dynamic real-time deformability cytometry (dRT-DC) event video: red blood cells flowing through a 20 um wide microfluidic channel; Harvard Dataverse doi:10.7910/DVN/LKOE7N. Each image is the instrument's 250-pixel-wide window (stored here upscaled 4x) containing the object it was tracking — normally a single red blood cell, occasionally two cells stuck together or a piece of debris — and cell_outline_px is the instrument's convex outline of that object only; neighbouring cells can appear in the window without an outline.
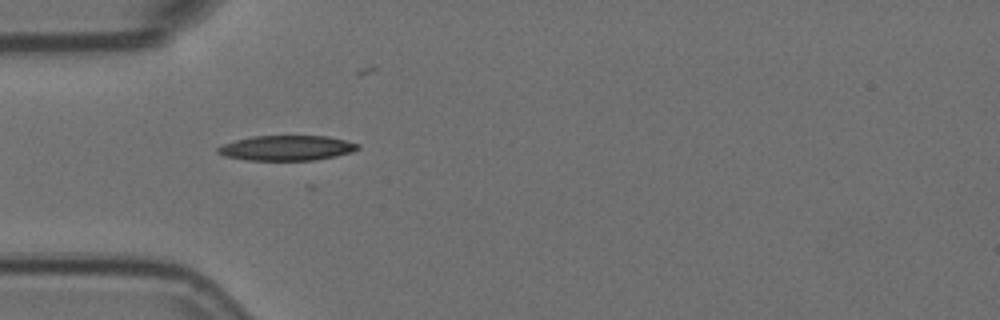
{"species": "Egyptian fruit bat (a non-hibernating species)", "species_latin": "Rousettus aegyptiacus", "temperature_condition": "room temperature", "stored_images_in_passage": 5, "camera_frame_rate_fps": 3000, "um_per_image_px": 0.085, "animal": {"sex": "female"}, "frame": {"image": 1, "passage_image": 4, "time_ms": 1.0, "image_size_px": [1000, 320], "cell_outline_px": [[360, 148], [352, 152], [336, 156], [316, 160], [244, 160], [224, 156], [216, 152], [216, 148], [224, 144], [236, 140], [252, 136], [328, 136], [360, 144]], "centroid_in_image_um": [24.37, 12.58], "position_along_channel_um": 60.6, "area_um2": 20.52}}
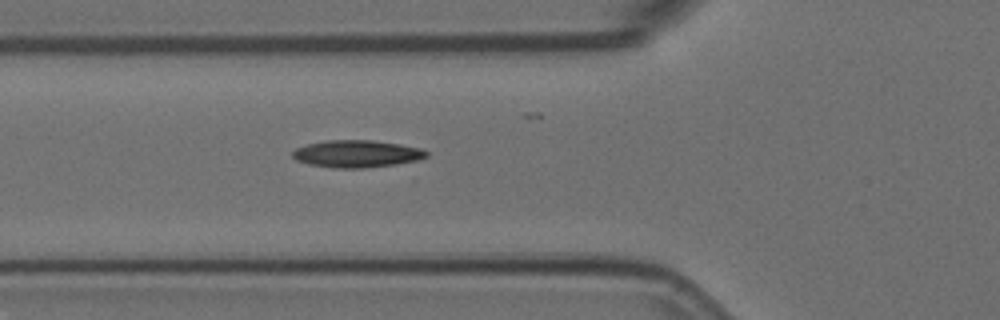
{"frame": {"image": 2, "passage_image": 5, "time_ms": 1.333, "image_size_px": [1000, 320], "cell_outline_px": [[428, 156], [416, 160], [396, 164], [364, 168], [332, 168], [308, 164], [296, 160], [292, 156], [292, 152], [296, 148], [308, 144], [328, 140], [372, 140], [400, 144], [420, 148], [428, 152]], "centroid_in_image_um": [30.31, 13.07], "position_along_channel_um": 95.5, "area_um2": 21.21}}